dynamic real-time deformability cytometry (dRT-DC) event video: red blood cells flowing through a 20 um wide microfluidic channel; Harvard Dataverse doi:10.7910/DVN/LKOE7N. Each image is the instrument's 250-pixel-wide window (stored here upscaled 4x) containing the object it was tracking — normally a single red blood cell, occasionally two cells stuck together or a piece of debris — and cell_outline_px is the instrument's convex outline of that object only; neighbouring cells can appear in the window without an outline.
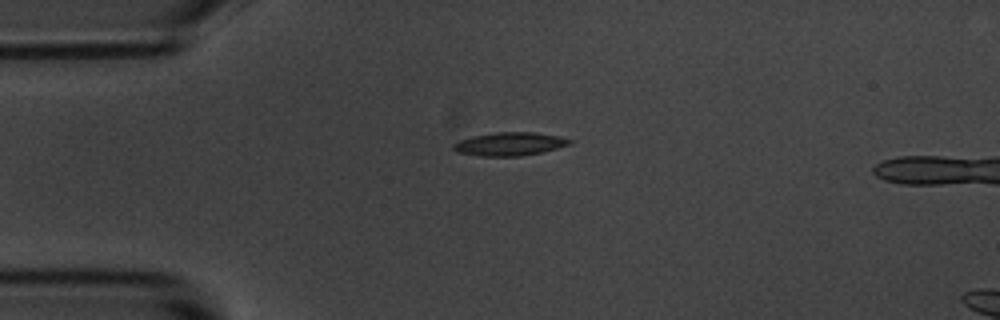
{"species": "common noctule bat (a hibernating species)", "species_latin": "Nyctalus noctula", "temperature_condition": "room temperature", "stored_images_in_passage": 2, "camera_frame_rate_fps": 3000, "um_per_image_px": 0.085, "animal": {"sex": "male", "body_mass_g": 20.1, "forearm_length_mm": 53.5}, "frame": {"image": 1, "passage_image": 1, "time_ms": 0.0, "image_size_px": [1000, 320], "cell_outline_px": [[572, 144], [540, 152], [520, 156], [480, 156], [456, 152], [452, 148], [452, 144], [460, 140], [472, 136], [496, 132], [532, 132], [556, 136], [572, 140]], "centroid_in_image_um": [43.26, 12.24], "position_along_channel_um": 41.7, "area_um2": 15.66}}